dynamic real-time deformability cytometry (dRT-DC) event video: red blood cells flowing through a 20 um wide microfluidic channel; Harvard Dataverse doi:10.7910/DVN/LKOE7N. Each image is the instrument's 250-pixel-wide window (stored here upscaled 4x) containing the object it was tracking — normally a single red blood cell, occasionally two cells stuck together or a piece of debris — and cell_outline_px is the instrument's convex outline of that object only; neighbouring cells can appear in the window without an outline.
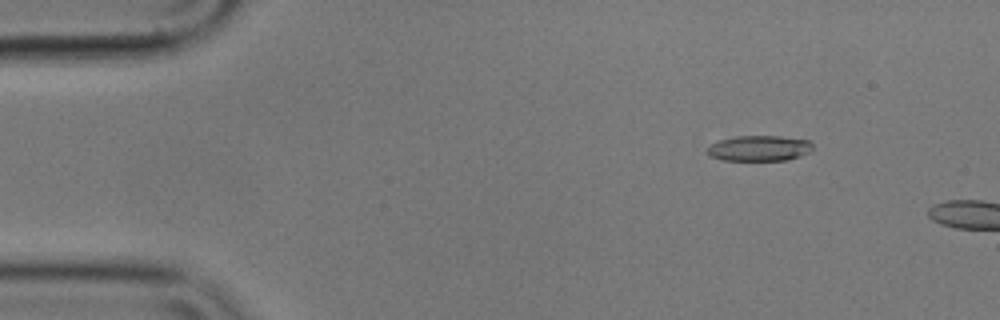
{"species": "common noctule bat (a hibernating species)", "species_latin": "Nyctalus noctula", "temperature_condition": "cold", "stored_images_in_passage": 10, "camera_frame_rate_fps": 3000, "um_per_image_px": 0.085, "animal": {"sex": "male", "body_mass_g": 17.9}, "frame": {"image": 1, "passage_image": 7, "time_ms": 2.0, "image_size_px": [1000, 320], "cell_outline_px": [[812, 148], [808, 152], [800, 156], [788, 160], [724, 160], [712, 156], [708, 152], [708, 148], [712, 144], [720, 140], [736, 136], [780, 136], [808, 140], [812, 144]], "centroid_in_image_um": [64.57, 12.6], "position_along_channel_um": 20.4, "area_um2": 15.43}}